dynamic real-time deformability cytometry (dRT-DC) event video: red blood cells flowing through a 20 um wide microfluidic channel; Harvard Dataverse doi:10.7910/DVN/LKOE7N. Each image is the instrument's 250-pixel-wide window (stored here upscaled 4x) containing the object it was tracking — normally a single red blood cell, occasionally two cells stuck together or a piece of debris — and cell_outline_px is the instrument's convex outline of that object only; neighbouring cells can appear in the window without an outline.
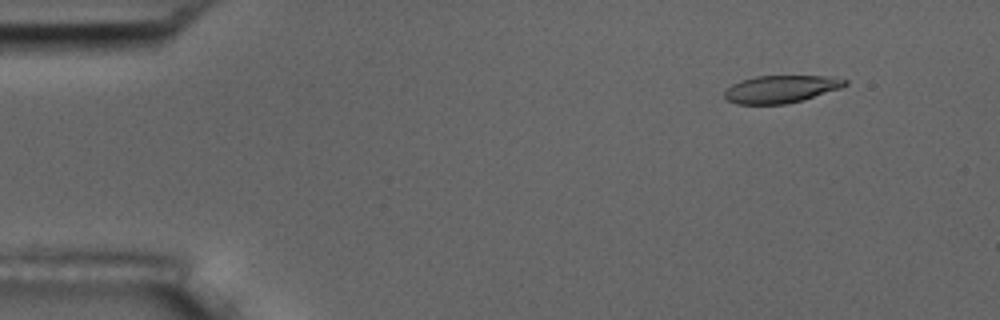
{"species": "common noctule bat (a hibernating species)", "species_latin": "Nyctalus noctula", "temperature_condition": "room temperature", "stored_images_in_passage": 55, "camera_frame_rate_fps": 3000, "um_per_image_px": 0.085, "animal": {"sex": "male", "body_mass_g": 17.5, "forearm_length_mm": 52.3}, "frame": {"image": 1, "passage_image": 6, "time_ms": 1.667, "image_size_px": [1000, 320], "cell_outline_px": [[848, 84], [840, 88], [804, 100], [784, 104], [736, 104], [728, 100], [724, 96], [724, 92], [732, 84], [740, 80], [756, 76], [832, 76], [848, 80]], "centroid_in_image_um": [66.39, 7.57], "position_along_channel_um": 18.6, "area_um2": 19.36}}
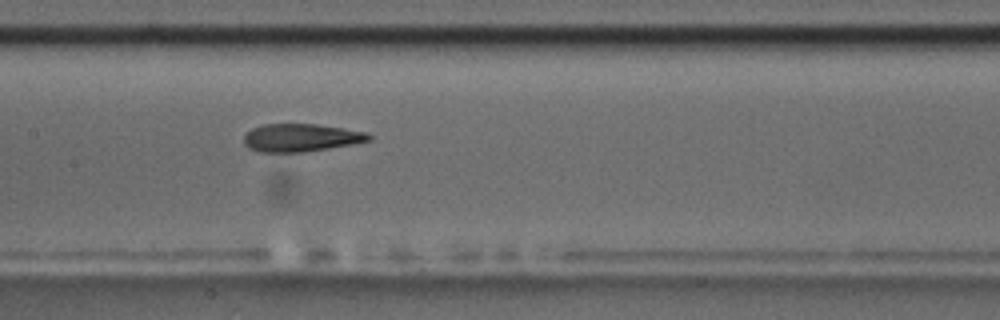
{"frame": {"image": 2, "passage_image": 27, "time_ms": 8.667, "image_size_px": [1000, 320], "cell_outline_px": [[372, 140], [356, 144], [304, 152], [260, 152], [248, 148], [244, 144], [244, 136], [252, 128], [264, 124], [316, 124], [344, 128], [368, 132], [372, 136]], "centroid_in_image_um": [25.63, 11.71], "position_along_channel_um": 181.8, "area_um2": 20.52}}
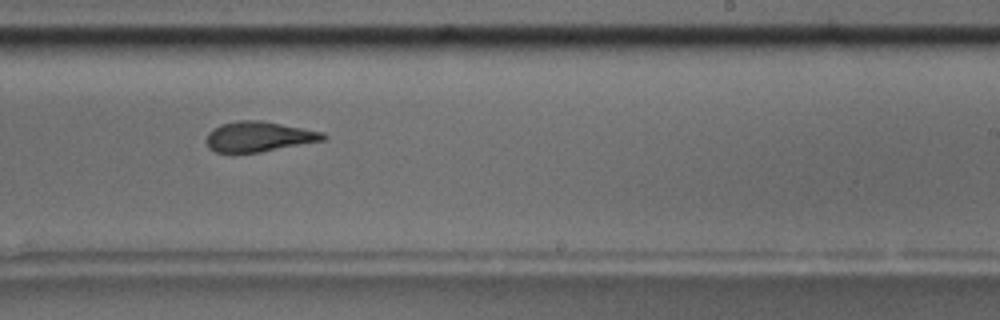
{"frame": {"image": 3, "passage_image": 34, "time_ms": 11.0, "image_size_px": [1000, 320], "cell_outline_px": [[328, 136], [324, 140], [260, 152], [232, 156], [216, 152], [208, 148], [204, 140], [208, 132], [212, 128], [220, 124], [240, 120], [260, 120], [324, 132]], "centroid_in_image_um": [21.9, 11.65], "position_along_channel_um": 267.1, "area_um2": 21.21}, "authors_computed_cell_mechanics": {"area_um2": 21.0392, "velocity_mm_per_s": 3.6633, "shape_relaxation_time_tau1_ms": 5.7997, "shape_relaxation_time_tau2_ms": 2.5889, "deformation_change_tau1": 0.1956, "deformation_change_tau2": 0.1136}}